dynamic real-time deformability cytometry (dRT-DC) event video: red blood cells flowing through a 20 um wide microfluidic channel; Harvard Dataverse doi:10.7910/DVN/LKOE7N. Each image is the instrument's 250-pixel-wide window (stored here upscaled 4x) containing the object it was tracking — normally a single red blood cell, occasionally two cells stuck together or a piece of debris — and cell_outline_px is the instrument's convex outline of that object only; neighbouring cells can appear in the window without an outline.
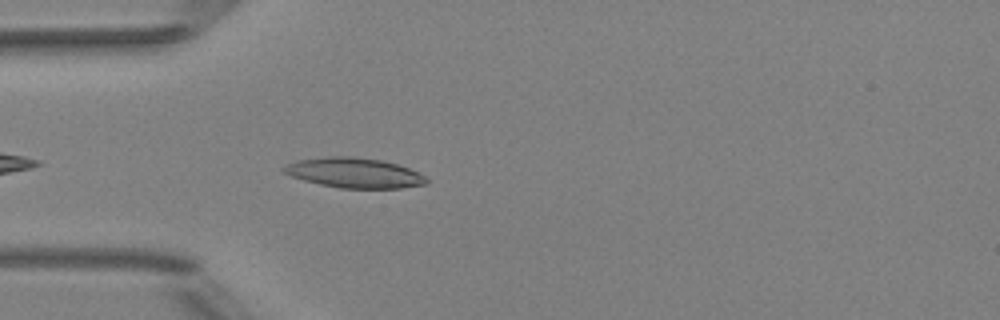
{"species": "Egyptian fruit bat (a non-hibernating species)", "species_latin": "Rousettus aegyptiacus", "temperature_condition": "room temperature", "stored_images_in_passage": 39, "camera_frame_rate_fps": 3000, "um_per_image_px": 0.085, "animal": {"sex": "female"}, "frame": {"image": 1, "passage_image": 3, "time_ms": 0.667, "image_size_px": [1000, 320], "cell_outline_px": [[428, 184], [400, 188], [340, 188], [320, 184], [304, 180], [292, 176], [284, 172], [280, 168], [288, 164], [300, 160], [332, 156], [352, 156], [380, 160], [396, 164], [408, 168], [424, 176], [428, 180]], "centroid_in_image_um": [30.12, 14.7], "position_along_channel_um": 54.9, "area_um2": 24.62}}
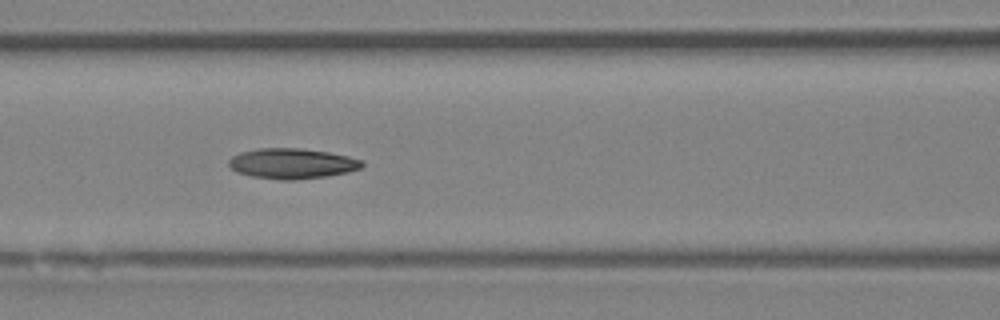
{"frame": {"image": 2, "passage_image": 10, "time_ms": 3.0, "image_size_px": [1000, 320], "cell_outline_px": [[364, 164], [360, 168], [348, 172], [328, 176], [296, 180], [280, 180], [252, 176], [236, 172], [228, 164], [228, 160], [232, 156], [240, 152], [260, 148], [300, 148], [328, 152], [348, 156], [364, 160]], "centroid_in_image_um": [24.83, 13.9], "position_along_channel_um": 141.8, "area_um2": 23.7}}
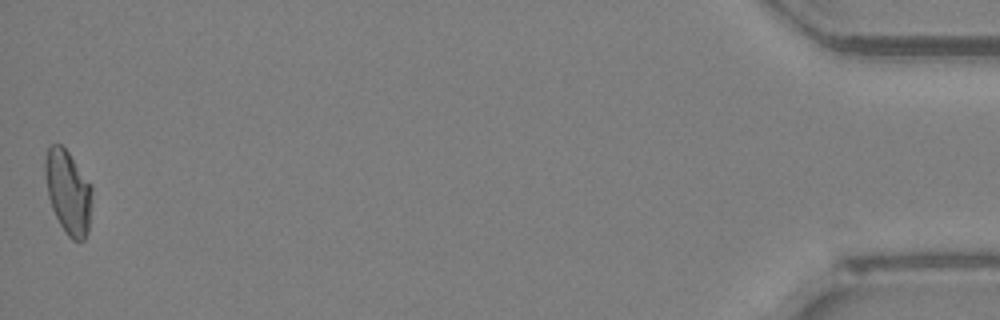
{"frame": {"image": 3, "passage_image": 39, "time_ms": 12.667, "image_size_px": [1000, 320], "cell_outline_px": [[92, 188], [88, 232], [84, 240], [72, 240], [68, 236], [60, 224], [52, 208], [48, 196], [44, 172], [44, 160], [48, 144], [60, 144], [68, 152]], "centroid_in_image_um": [5.75, 16.31], "position_along_channel_um": 429.4, "area_um2": 22.6}, "authors_computed_cell_mechanics": {"area_um2": 22.7732, "velocity_mm_per_s": 3.9935, "shape_relaxation_time_tau1_ms": 7.1129, "shape_relaxation_time_tau2_ms": 4.1004, "deformation_change_tau1": 0.1686, "deformation_change_tau2": 0.1151}}